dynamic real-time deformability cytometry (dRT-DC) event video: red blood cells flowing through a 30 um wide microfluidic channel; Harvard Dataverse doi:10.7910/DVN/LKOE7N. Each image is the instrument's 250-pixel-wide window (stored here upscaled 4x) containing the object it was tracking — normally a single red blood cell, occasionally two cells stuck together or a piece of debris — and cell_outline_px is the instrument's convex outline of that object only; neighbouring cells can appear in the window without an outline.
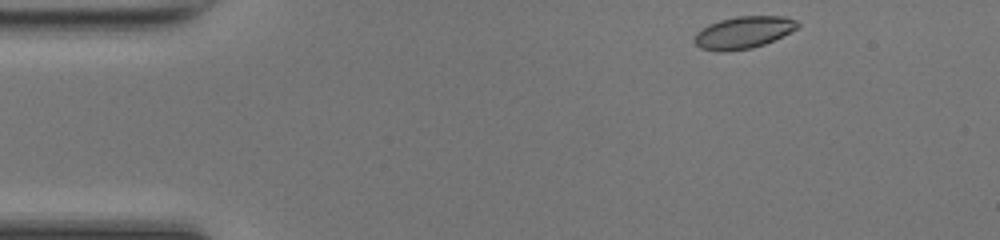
{"species": "common noctule bat (a hibernating species)", "species_latin": "Nyctalus noctula", "temperature_condition": "room temperature", "stored_images_in_passage": 43, "camera_frame_rate_fps": 3000, "um_per_image_px": 0.085, "animal": {"sex": "female", "body_mass_g": 17.0, "forearm_length_mm": 48.0}, "frame": {"image": 1, "passage_image": 1, "time_ms": 0.0, "image_size_px": [1000, 240], "cell_outline_px": [[800, 24], [796, 28], [764, 44], [752, 48], [720, 52], [700, 48], [692, 40], [696, 32], [700, 28], [708, 24], [720, 20], [736, 16], [784, 16], [796, 20]], "centroid_in_image_um": [63.12, 2.75], "position_along_channel_um": 21.9, "area_um2": 19.25}}
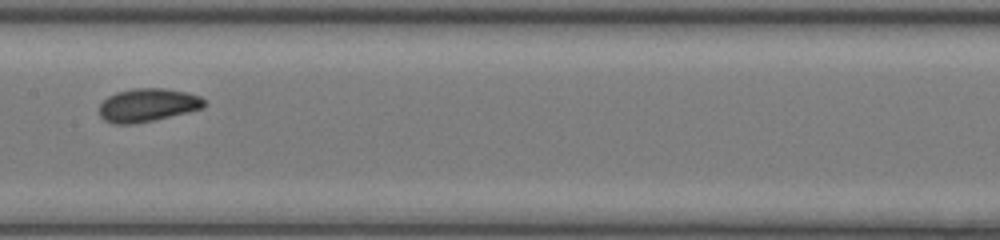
{"frame": {"image": 2, "passage_image": 19, "time_ms": 6.0, "image_size_px": [1000, 240], "cell_outline_px": [[208, 104], [204, 108], [188, 112], [152, 120], [132, 124], [112, 124], [104, 120], [100, 116], [100, 104], [108, 96], [116, 92], [132, 88], [164, 88], [188, 92], [200, 96]], "centroid_in_image_um": [12.57, 8.92], "position_along_channel_um": 194.8, "area_um2": 20.46}}
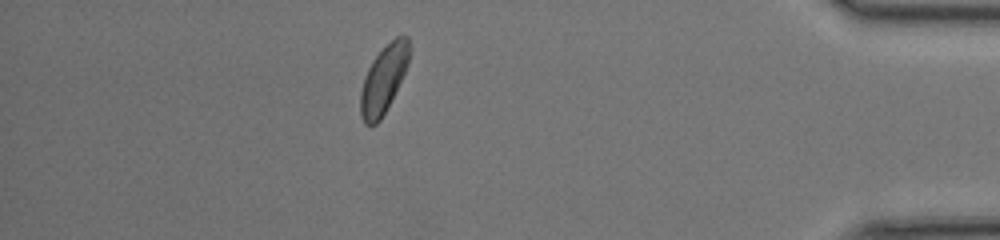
{"frame": {"image": 3, "passage_image": 37, "time_ms": 12.0, "image_size_px": [1000, 240], "cell_outline_px": [[408, 64], [380, 120], [376, 124], [364, 124], [360, 116], [360, 92], [364, 76], [372, 60], [396, 36], [408, 36]], "centroid_in_image_um": [32.55, 6.76], "position_along_channel_um": 402.6, "area_um2": 18.55}, "authors_computed_cell_mechanics": {"area_um2": 19.4786, "velocity_mm_per_s": 4.2687, "shape_relaxation_time_tau1_ms": 2.8931, "shape_relaxation_time_tau2_ms": 1.178, "deformation_change_tau1": 0.1004, "deformation_change_tau2": 0.0397}}